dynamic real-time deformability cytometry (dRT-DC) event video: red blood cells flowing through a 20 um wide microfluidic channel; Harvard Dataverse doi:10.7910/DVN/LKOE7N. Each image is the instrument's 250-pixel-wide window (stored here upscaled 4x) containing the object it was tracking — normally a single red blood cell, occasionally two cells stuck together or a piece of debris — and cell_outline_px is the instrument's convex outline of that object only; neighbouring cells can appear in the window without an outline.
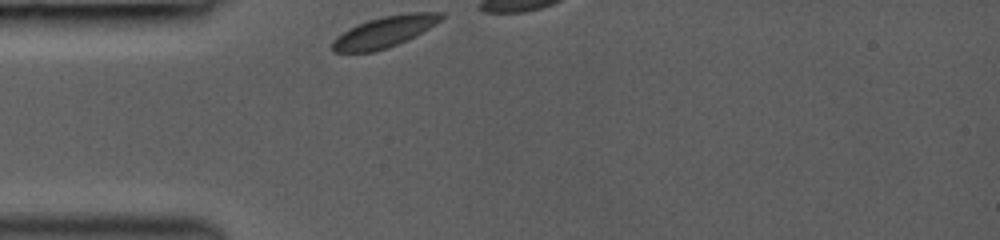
{"species": "common noctule bat (a hibernating species)", "species_latin": "Nyctalus noctula", "temperature_condition": "room temperature", "stored_images_in_passage": 21, "camera_frame_rate_fps": 3000, "um_per_image_px": 0.085, "animal": {"sex": "female", "body_mass_g": 19.0, "forearm_length_mm": 53.3}, "frame": {"image": 1, "passage_image": 1, "time_ms": 0.0, "image_size_px": [1000, 240], "cell_outline_px": [[444, 16], [440, 20], [428, 28], [388, 48], [372, 52], [332, 52], [332, 40], [336, 36], [348, 28], [356, 24], [368, 20], [384, 16], [408, 12], [444, 12]], "centroid_in_image_um": [32.62, 2.7], "position_along_channel_um": 52.4, "area_um2": 19.48}}
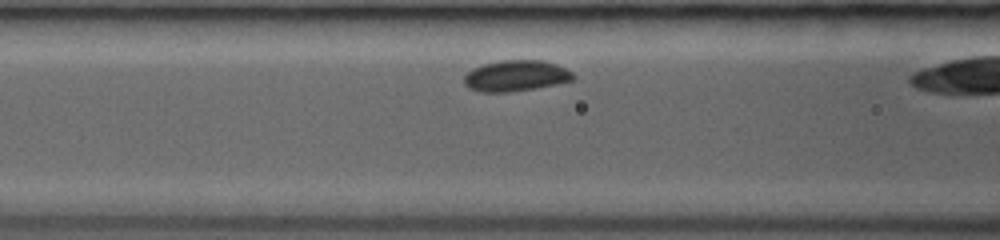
{"frame": {"image": 2, "passage_image": 7, "time_ms": 2.0, "image_size_px": [1000, 240], "cell_outline_px": [[576, 76], [572, 80], [556, 84], [536, 88], [512, 92], [480, 92], [468, 88], [464, 84], [464, 76], [472, 68], [484, 64], [500, 60], [544, 60], [556, 64], [572, 72]], "centroid_in_image_um": [43.83, 6.45], "position_along_channel_um": 122.8, "area_um2": 19.83}}
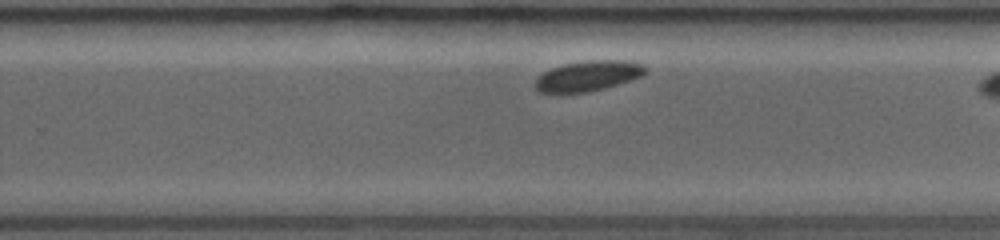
{"frame": {"image": 3, "passage_image": 19, "time_ms": 6.0, "image_size_px": [1000, 240], "cell_outline_px": [[648, 72], [640, 76], [604, 88], [588, 92], [560, 96], [540, 92], [532, 84], [544, 72], [552, 68], [564, 64], [588, 60], [624, 60], [644, 64], [648, 68]], "centroid_in_image_um": [49.93, 6.49], "position_along_channel_um": 279.9, "area_um2": 19.94}}